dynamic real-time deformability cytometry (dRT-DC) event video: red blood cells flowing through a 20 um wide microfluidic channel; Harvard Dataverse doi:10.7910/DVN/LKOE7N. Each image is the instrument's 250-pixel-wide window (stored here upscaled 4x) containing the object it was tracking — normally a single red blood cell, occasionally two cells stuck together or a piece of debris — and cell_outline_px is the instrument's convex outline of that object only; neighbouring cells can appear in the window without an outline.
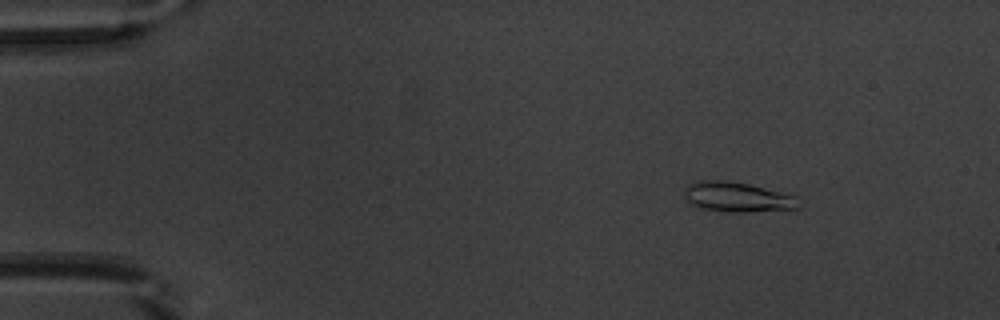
{"species": "common noctule bat (a hibernating species)", "species_latin": "Nyctalus noctula", "temperature_condition": "warm", "stored_images_in_passage": 52, "camera_frame_rate_fps": 3000, "um_per_image_px": 0.085, "animal": {"sex": "male", "body_mass_g": 20.1, "forearm_length_mm": 53.5}, "frame": {"image": 1, "passage_image": 7, "time_ms": 2.0, "image_size_px": [1000, 320], "cell_outline_px": [[800, 208], [744, 212], [728, 212], [700, 208], [692, 204], [684, 196], [684, 188], [688, 184], [700, 180], [728, 180], [748, 184], [796, 196]], "centroid_in_image_um": [62.63, 16.74], "position_along_channel_um": 22.4, "area_um2": 19.83}}
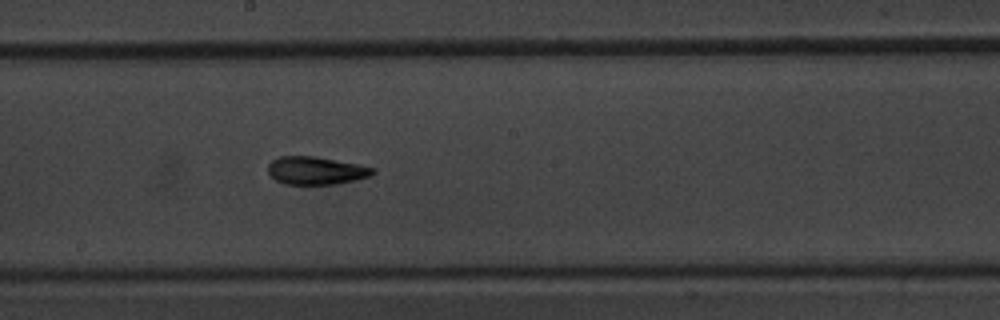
{"frame": {"image": 2, "passage_image": 29, "time_ms": 9.333, "image_size_px": [1000, 320], "cell_outline_px": [[376, 172], [372, 176], [356, 180], [336, 184], [284, 184], [276, 180], [268, 172], [268, 164], [272, 160], [280, 156], [316, 156], [376, 168]], "centroid_in_image_um": [26.88, 14.5], "position_along_channel_um": 221.3, "area_um2": 17.11}}
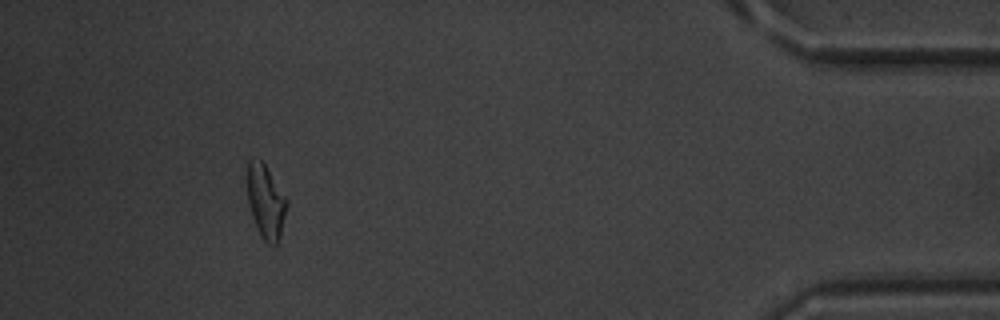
{"frame": {"image": 3, "passage_image": 48, "time_ms": 15.667, "image_size_px": [1000, 320], "cell_outline_px": [[288, 204], [280, 244], [268, 244], [260, 236], [252, 216], [248, 200], [248, 160], [260, 160], [264, 164], [288, 200]], "centroid_in_image_um": [22.63, 17.23], "position_along_channel_um": 412.6, "area_um2": 16.94}, "authors_computed_cell_mechanics": {"area_um2": 17.2822, "velocity_mm_per_s": 3.9063, "shape_relaxation_time_tau1_ms": 3.7103, "shape_relaxation_time_tau2_ms": 3.1344, "deformation_change_tau1": 0.179, "deformation_change_tau2": 0.1081}}